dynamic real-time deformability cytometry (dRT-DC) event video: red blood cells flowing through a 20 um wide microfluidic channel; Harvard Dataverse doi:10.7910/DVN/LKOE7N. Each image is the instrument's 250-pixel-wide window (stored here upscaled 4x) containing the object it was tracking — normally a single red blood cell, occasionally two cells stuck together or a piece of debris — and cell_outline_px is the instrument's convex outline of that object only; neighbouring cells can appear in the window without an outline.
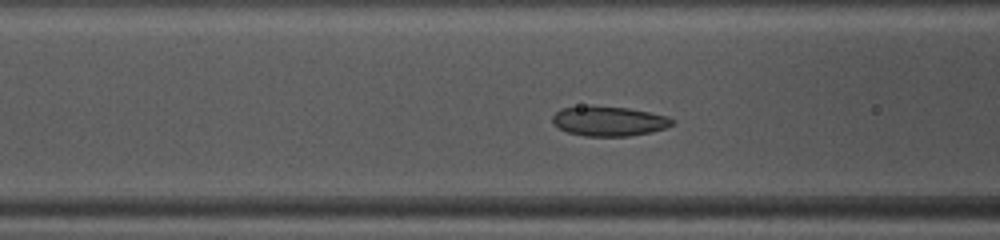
{"species": "common noctule bat (a hibernating species)", "species_latin": "Nyctalus noctula", "temperature_condition": "warm", "stored_images_in_passage": 36, "camera_frame_rate_fps": 3000, "um_per_image_px": 0.085, "animal": {"sex": "female", "body_mass_g": 10.0, "forearm_length_mm": 53.1}, "frame": {"image": 1, "passage_image": 5, "time_ms": 1.333, "image_size_px": [1000, 240], "cell_outline_px": [[676, 124], [652, 132], [628, 136], [584, 136], [568, 132], [560, 128], [552, 120], [552, 116], [560, 108], [592, 104], [628, 108], [668, 116], [676, 120]], "centroid_in_image_um": [51.78, 10.27], "position_along_channel_um": 114.8, "area_um2": 21.1}}
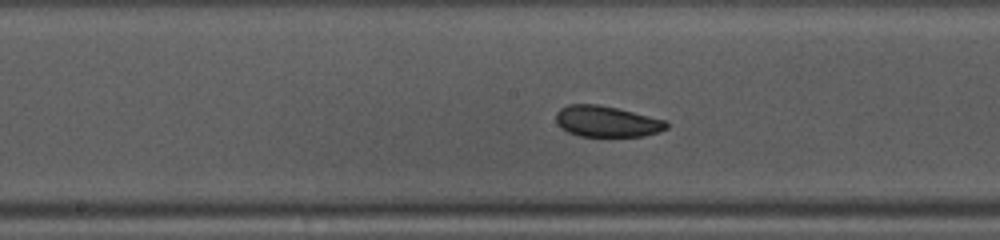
{"frame": {"image": 2, "passage_image": 11, "time_ms": 3.333, "image_size_px": [1000, 240], "cell_outline_px": [[668, 128], [660, 132], [644, 136], [580, 136], [568, 132], [560, 128], [556, 124], [556, 112], [560, 108], [568, 104], [600, 104], [664, 120], [668, 124]], "centroid_in_image_um": [51.53, 10.32], "position_along_channel_um": 196.7, "area_um2": 20.0}}
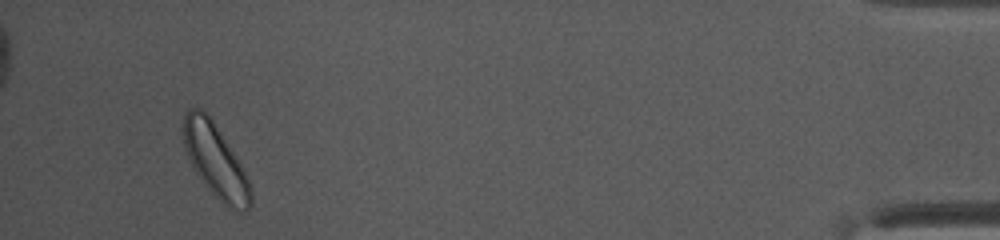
{"frame": {"image": 3, "passage_image": 33, "time_ms": 10.667, "image_size_px": [1000, 240], "cell_outline_px": [[252, 204], [248, 212], [232, 212], [204, 184], [196, 172], [184, 148], [184, 112], [188, 108], [200, 108], [208, 112], [240, 164], [252, 188]], "centroid_in_image_um": [18.34, 13.7], "position_along_channel_um": 416.9, "area_um2": 28.67}, "authors_computed_cell_mechanics": {"area_um2": 21.0103, "velocity_mm_per_s": 4.0781, "shape_relaxation_time_tau1_ms": 1.7781, "shape_relaxation_time_tau2_ms": 2.5467, "deformation_change_tau1": 0.0608, "deformation_change_tau2": 0.0831}}